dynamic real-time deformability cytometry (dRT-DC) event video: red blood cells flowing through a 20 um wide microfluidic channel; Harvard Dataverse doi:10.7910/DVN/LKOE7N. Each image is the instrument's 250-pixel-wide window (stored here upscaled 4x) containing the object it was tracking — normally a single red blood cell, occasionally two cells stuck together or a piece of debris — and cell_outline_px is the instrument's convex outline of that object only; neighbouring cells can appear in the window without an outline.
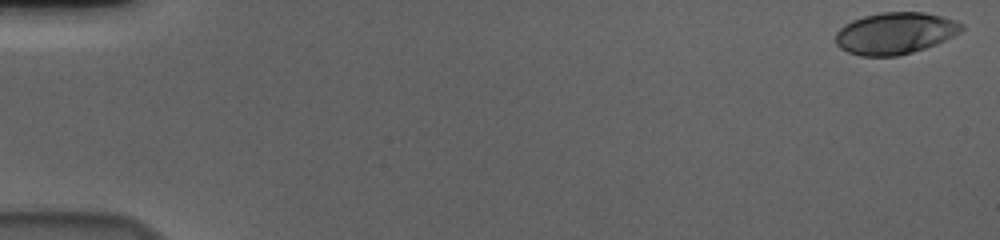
{"species": "human", "species_latin": "Homo sapiens", "temperature_condition": "cold", "stored_images_in_passage": 57, "camera_frame_rate_fps": 3000, "um_per_image_px": 0.085, "donor": {"sex": "male"}, "frame": {"image": 1, "passage_image": 1, "time_ms": 0.0, "image_size_px": [1000, 240], "cell_outline_px": [[964, 28], [960, 32], [936, 44], [900, 56], [860, 56], [848, 52], [840, 48], [836, 44], [836, 32], [844, 24], [852, 20], [864, 16], [884, 12], [924, 12], [940, 16], [964, 24]], "centroid_in_image_um": [76.06, 2.83], "position_along_channel_um": 8.9, "area_um2": 30.52}}
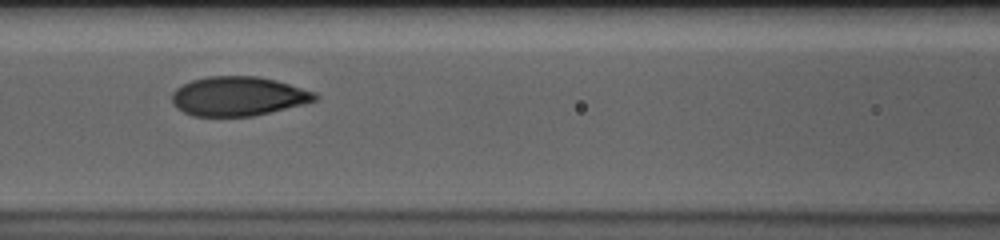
{"frame": {"image": 2, "passage_image": 26, "time_ms": 8.333, "image_size_px": [1000, 240], "cell_outline_px": [[320, 96], [316, 100], [304, 104], [252, 116], [192, 116], [176, 108], [172, 104], [172, 92], [176, 88], [192, 80], [208, 76], [256, 76], [276, 80], [316, 92]], "centroid_in_image_um": [20.24, 8.18], "position_along_channel_um": 146.4, "area_um2": 32.77}}
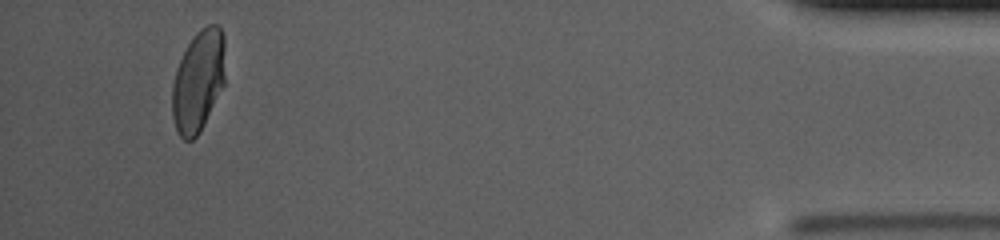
{"frame": {"image": 3, "passage_image": 54, "time_ms": 17.667, "image_size_px": [1000, 240], "cell_outline_px": [[224, 84], [200, 132], [192, 140], [184, 140], [180, 136], [176, 128], [172, 116], [172, 84], [176, 68], [188, 44], [196, 32], [200, 28], [208, 24], [220, 24], [224, 36]], "centroid_in_image_um": [16.85, 6.86], "position_along_channel_um": 418.4, "area_um2": 31.44}, "authors_computed_cell_mechanics": {"area_um2": 32.079, "velocity_mm_per_s": 3.6347, "shape_relaxation_time_tau1_ms": 5.5188, "shape_relaxation_time_tau2_ms": null, "deformation_change_tau1": 0.1885, "deformation_change_tau2": null}}